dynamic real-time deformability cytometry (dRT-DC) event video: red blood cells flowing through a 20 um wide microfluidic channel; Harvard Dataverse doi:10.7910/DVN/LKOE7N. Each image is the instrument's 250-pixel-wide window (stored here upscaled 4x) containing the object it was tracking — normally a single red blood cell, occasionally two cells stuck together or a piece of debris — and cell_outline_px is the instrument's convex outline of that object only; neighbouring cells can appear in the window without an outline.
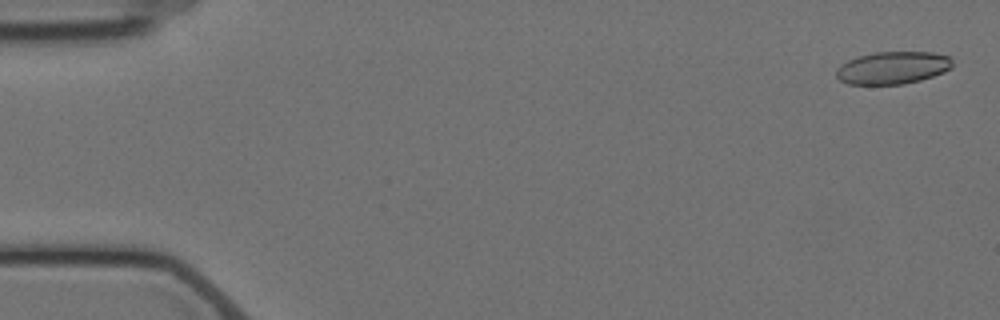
{"species": "Egyptian fruit bat (a non-hibernating species)", "species_latin": "Rousettus aegyptiacus", "temperature_condition": "cold", "stored_images_in_passage": 6, "camera_frame_rate_fps": 3000, "um_per_image_px": 0.085, "animal": {"sex": "female"}, "frame": {"image": 1, "passage_image": 1, "time_ms": 0.0, "image_size_px": [1000, 320], "cell_outline_px": [[952, 68], [944, 72], [920, 80], [904, 84], [848, 84], [840, 80], [836, 76], [836, 68], [840, 64], [848, 60], [860, 56], [876, 52], [932, 52], [952, 56]], "centroid_in_image_um": [75.9, 5.76], "position_along_channel_um": 9.1, "area_um2": 22.08}}
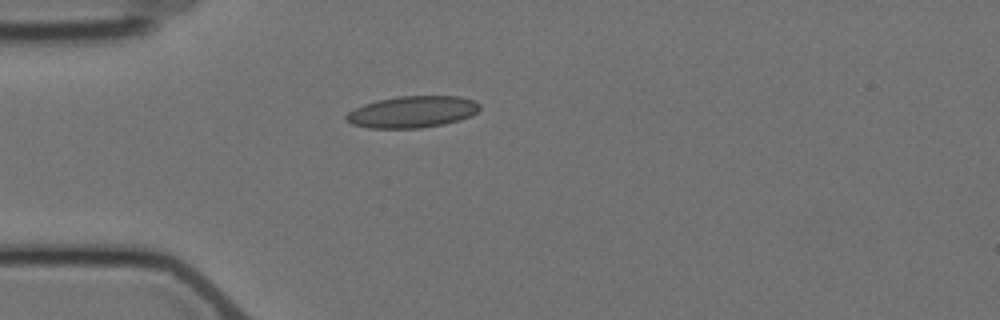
{"frame": {"image": 2, "passage_image": 5, "time_ms": 4.667, "image_size_px": [1000, 320], "cell_outline_px": [[480, 108], [472, 116], [460, 120], [444, 124], [420, 128], [368, 128], [352, 124], [344, 120], [344, 116], [348, 112], [364, 104], [376, 100], [396, 96], [460, 96], [472, 100], [480, 104]], "centroid_in_image_um": [35.03, 9.51], "position_along_channel_um": 50.0, "area_um2": 24.8}}